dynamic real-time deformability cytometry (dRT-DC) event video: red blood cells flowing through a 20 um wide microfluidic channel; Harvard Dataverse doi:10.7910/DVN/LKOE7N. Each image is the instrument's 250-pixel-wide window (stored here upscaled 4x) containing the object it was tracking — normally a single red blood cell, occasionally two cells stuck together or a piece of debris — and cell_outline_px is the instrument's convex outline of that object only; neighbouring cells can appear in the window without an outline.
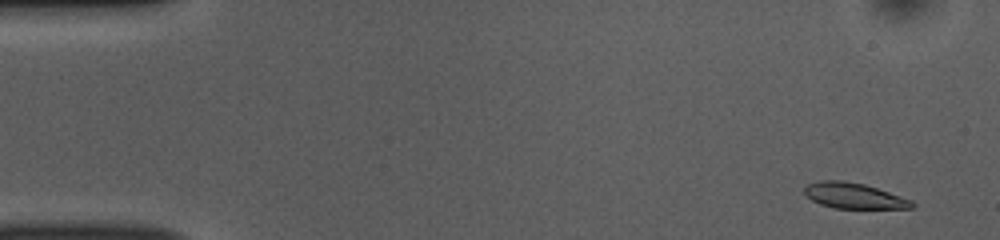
{"species": "common noctule bat (a hibernating species)", "species_latin": "Nyctalus noctula", "temperature_condition": "room temperature", "stored_images_in_passage": 51, "camera_frame_rate_fps": 3000, "um_per_image_px": 0.085, "animal": {"sex": "female", "body_mass_g": 10.0, "forearm_length_mm": 53.1}, "frame": {"image": 1, "passage_image": 2, "time_ms": 0.333, "image_size_px": [1000, 240], "cell_outline_px": [[916, 204], [912, 208], [836, 208], [820, 204], [804, 196], [804, 188], [808, 184], [820, 180], [844, 180], [864, 184], [912, 200]], "centroid_in_image_um": [72.55, 16.63], "position_along_channel_um": 12.5, "area_um2": 16.01}}
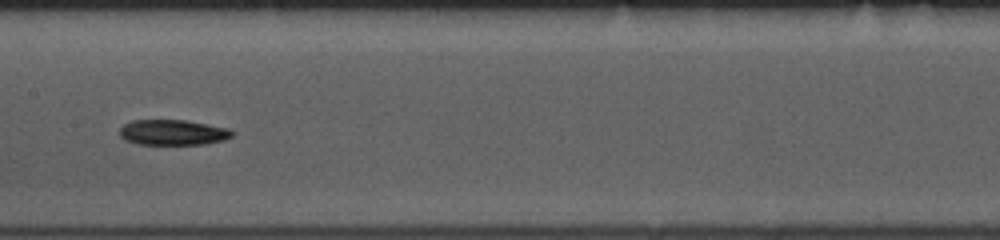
{"frame": {"image": 2, "passage_image": 25, "time_ms": 8.0, "image_size_px": [1000, 240], "cell_outline_px": [[232, 136], [224, 140], [204, 144], [136, 144], [124, 140], [120, 136], [120, 128], [124, 124], [132, 120], [188, 120], [228, 128], [232, 132]], "centroid_in_image_um": [14.67, 11.25], "position_along_channel_um": 192.7, "area_um2": 16.7}}
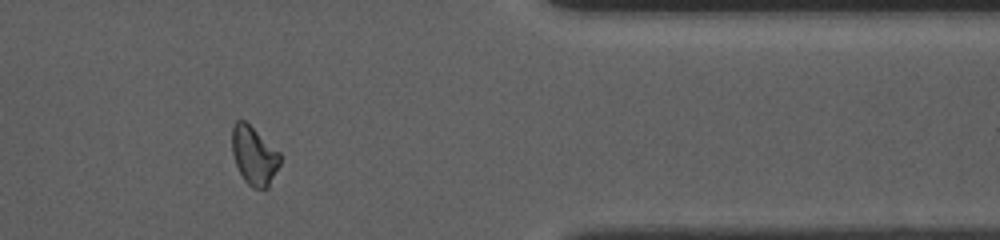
{"frame": {"image": 3, "passage_image": 42, "time_ms": 13.667, "image_size_px": [1000, 240], "cell_outline_px": [[280, 164], [268, 188], [252, 188], [244, 180], [236, 164], [232, 152], [232, 128], [236, 120], [244, 120], [280, 152]], "centroid_in_image_um": [21.6, 13.23], "position_along_channel_um": 389.8, "area_um2": 16.24}, "authors_computed_cell_mechanics": {"area_um2": 16.8198, "velocity_mm_per_s": 3.8455, "shape_relaxation_time_tau1_ms": 7.2603, "shape_relaxation_time_tau2_ms": null, "deformation_change_tau1": 0.1531, "deformation_change_tau2": null}}